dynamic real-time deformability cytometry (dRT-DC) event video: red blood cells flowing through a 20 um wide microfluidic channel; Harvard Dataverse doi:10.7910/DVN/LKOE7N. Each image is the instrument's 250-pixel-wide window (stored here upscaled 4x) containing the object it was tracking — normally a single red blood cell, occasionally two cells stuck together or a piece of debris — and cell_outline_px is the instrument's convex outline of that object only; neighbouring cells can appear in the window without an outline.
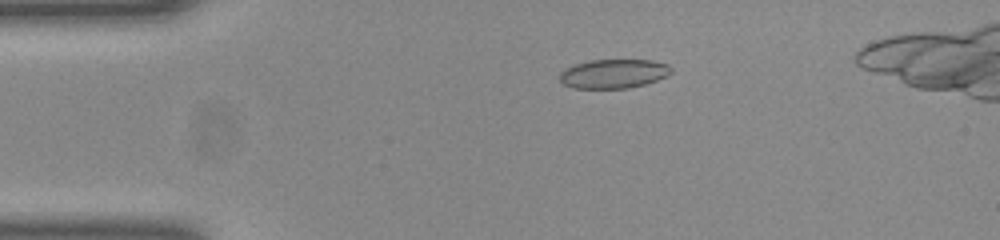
{"species": "common noctule bat (a hibernating species)", "species_latin": "Nyctalus noctula", "temperature_condition": "room temperature", "stored_images_in_passage": 48, "camera_frame_rate_fps": 3000, "um_per_image_px": 0.085, "animal": {"sex": "female", "body_mass_g": 23.0, "forearm_length_mm": 53.4}, "frame": {"image": 1, "passage_image": 10, "time_ms": 3.0, "image_size_px": [1000, 240], "cell_outline_px": [[672, 72], [668, 76], [644, 84], [628, 88], [572, 88], [564, 84], [560, 80], [560, 72], [564, 68], [588, 60], [652, 60], [668, 64], [672, 68]], "centroid_in_image_um": [52.16, 6.26], "position_along_channel_um": 32.8, "area_um2": 18.96}}
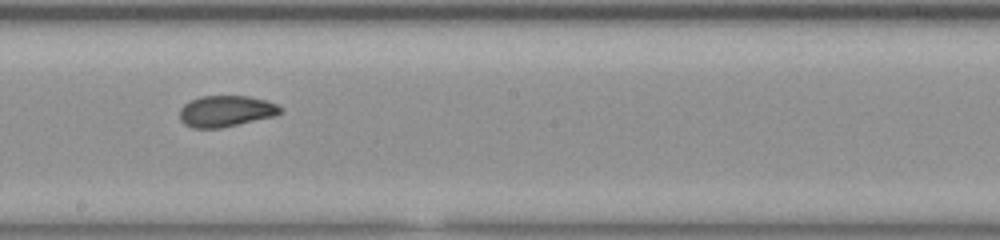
{"frame": {"image": 2, "passage_image": 28, "time_ms": 9.0, "image_size_px": [1000, 240], "cell_outline_px": [[284, 108], [276, 116], [220, 128], [192, 128], [184, 124], [180, 120], [180, 108], [184, 104], [200, 96], [248, 96], [264, 100], [276, 104]], "centroid_in_image_um": [19.2, 9.45], "position_along_channel_um": 229.0, "area_um2": 18.32}}
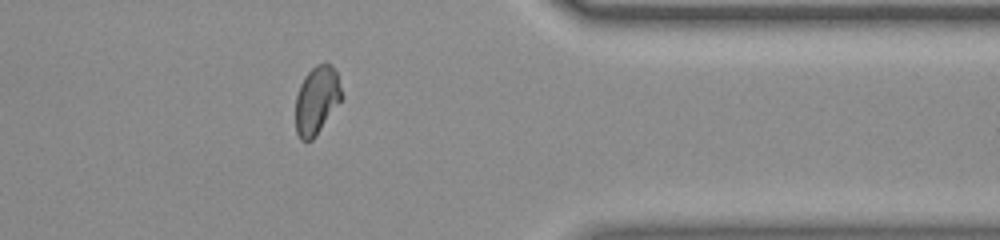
{"frame": {"image": 3, "passage_image": 41, "time_ms": 13.333, "image_size_px": [1000, 240], "cell_outline_px": [[344, 96], [316, 136], [312, 140], [300, 140], [296, 132], [296, 96], [300, 84], [304, 76], [316, 64], [324, 60], [332, 64], [336, 72]], "centroid_in_image_um": [26.93, 8.47], "position_along_channel_um": 384.5, "area_um2": 18.55}, "authors_computed_cell_mechanics": {"area_um2": 18.8428, "velocity_mm_per_s": 3.9637, "shape_relaxation_time_tau1_ms": null, "shape_relaxation_time_tau2_ms": 0.9521, "deformation_change_tau1": null, "deformation_change_tau2": 0.0462}}